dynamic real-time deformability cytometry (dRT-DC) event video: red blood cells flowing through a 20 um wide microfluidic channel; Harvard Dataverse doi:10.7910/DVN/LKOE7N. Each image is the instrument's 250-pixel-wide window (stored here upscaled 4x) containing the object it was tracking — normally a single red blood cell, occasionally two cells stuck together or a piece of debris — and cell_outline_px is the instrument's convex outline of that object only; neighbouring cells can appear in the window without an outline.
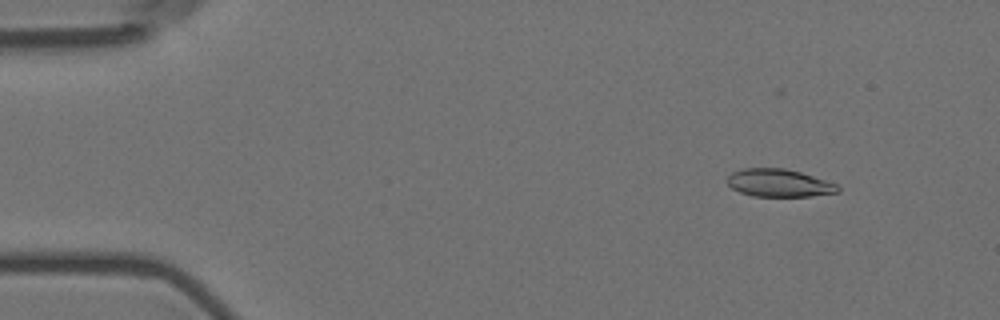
{"species": "Egyptian fruit bat (a non-hibernating species)", "species_latin": "Rousettus aegyptiacus", "temperature_condition": "room temperature", "stored_images_in_passage": 5, "camera_frame_rate_fps": 3000, "um_per_image_px": 0.085, "animal": {"sex": "female"}, "frame": {"image": 1, "passage_image": 1, "time_ms": 0.0, "image_size_px": [1000, 320], "cell_outline_px": [[840, 192], [812, 196], [752, 196], [740, 192], [732, 188], [728, 184], [728, 176], [732, 172], [744, 168], [784, 168], [800, 172], [836, 184], [840, 188]], "centroid_in_image_um": [66.21, 15.56], "position_along_channel_um": 18.8, "area_um2": 17.74}}
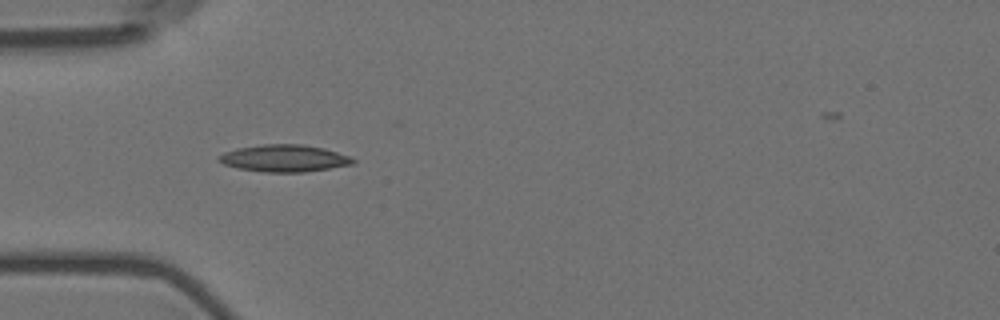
{"frame": {"image": 2, "passage_image": 4, "time_ms": 1.0, "image_size_px": [1000, 320], "cell_outline_px": [[356, 160], [352, 164], [304, 172], [264, 172], [240, 168], [224, 164], [216, 160], [216, 156], [224, 152], [236, 148], [264, 144], [304, 144], [324, 148], [348, 156]], "centroid_in_image_um": [24.11, 13.44], "position_along_channel_um": 60.9, "area_um2": 21.04}}
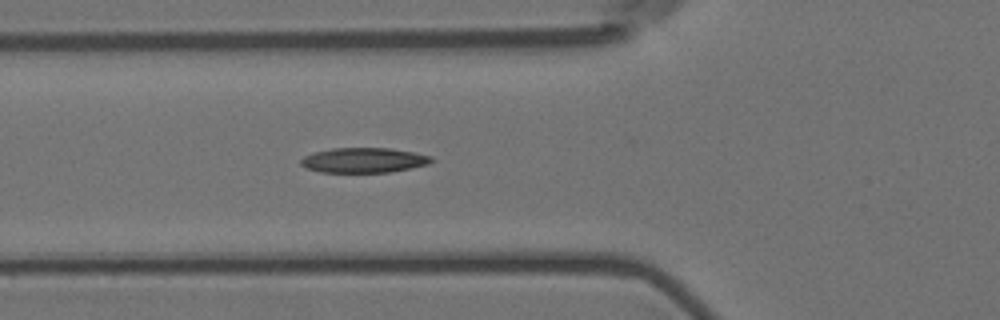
{"frame": {"image": 3, "passage_image": 5, "time_ms": 1.333, "image_size_px": [1000, 320], "cell_outline_px": [[436, 160], [428, 164], [388, 172], [320, 172], [304, 168], [300, 164], [300, 160], [304, 156], [316, 152], [332, 148], [392, 148], [432, 156]], "centroid_in_image_um": [30.91, 13.61], "position_along_channel_um": 94.9, "area_um2": 18.96}}